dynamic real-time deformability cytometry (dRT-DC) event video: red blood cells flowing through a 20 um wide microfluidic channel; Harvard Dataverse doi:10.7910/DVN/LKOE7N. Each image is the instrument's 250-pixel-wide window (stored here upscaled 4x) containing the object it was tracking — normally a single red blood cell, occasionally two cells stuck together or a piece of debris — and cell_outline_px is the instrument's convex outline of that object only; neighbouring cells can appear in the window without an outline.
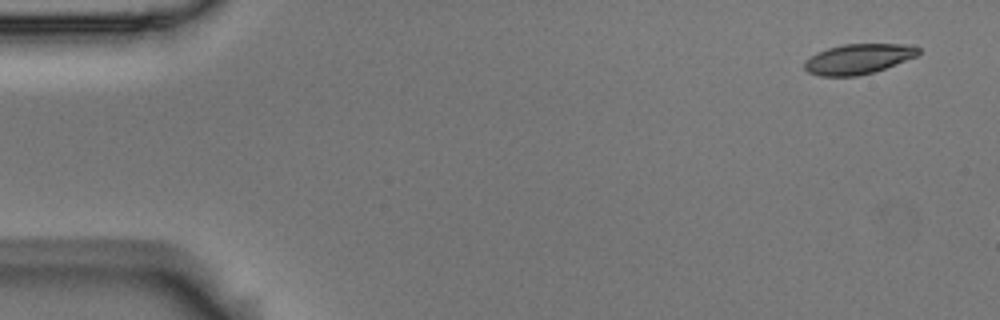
{"species": "Egyptian fruit bat (a non-hibernating species)", "species_latin": "Rousettus aegyptiacus", "temperature_condition": "room temperature", "stored_images_in_passage": 3, "camera_frame_rate_fps": 3000, "um_per_image_px": 0.085, "animal": {"sex": "male"}, "frame": {"image": 1, "passage_image": 1, "time_ms": 0.0, "image_size_px": [1000, 320], "cell_outline_px": [[920, 52], [916, 56], [884, 68], [872, 72], [856, 76], [820, 76], [808, 72], [804, 68], [804, 60], [816, 52], [828, 48], [844, 44], [912, 44], [920, 48]], "centroid_in_image_um": [72.92, 5.0], "position_along_channel_um": 12.1, "area_um2": 19.94}}